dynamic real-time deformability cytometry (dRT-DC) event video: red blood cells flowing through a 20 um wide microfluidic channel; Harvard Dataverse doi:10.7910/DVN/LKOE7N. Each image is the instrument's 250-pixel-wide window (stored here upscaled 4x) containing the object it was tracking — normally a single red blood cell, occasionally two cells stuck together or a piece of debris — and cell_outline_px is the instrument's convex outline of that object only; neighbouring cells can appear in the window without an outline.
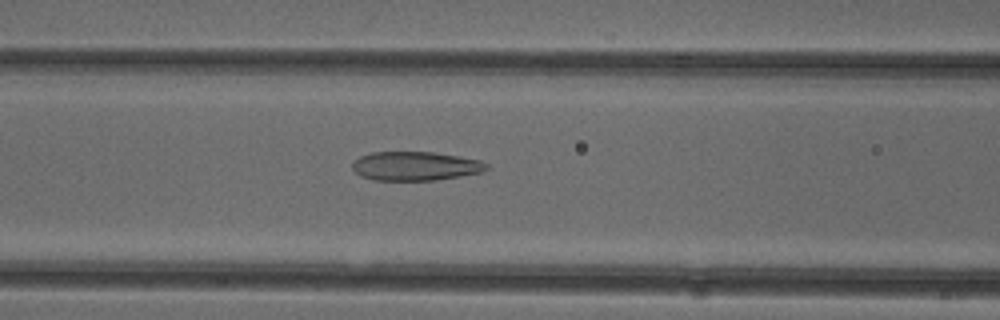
{"species": "common noctule bat (a hibernating species)", "species_latin": "Nyctalus noctula", "temperature_condition": "cold", "stored_images_in_passage": 36, "camera_frame_rate_fps": 3000, "um_per_image_px": 0.085, "animal": {"sex": "female"}, "frame": {"image": 1, "passage_image": 6, "time_ms": 1.667, "image_size_px": [1000, 320], "cell_outline_px": [[488, 168], [484, 172], [436, 180], [376, 180], [360, 176], [352, 168], [352, 160], [360, 156], [372, 152], [432, 152], [480, 160], [488, 164]], "centroid_in_image_um": [35.29, 14.11], "position_along_channel_um": 131.3, "area_um2": 22.66}}
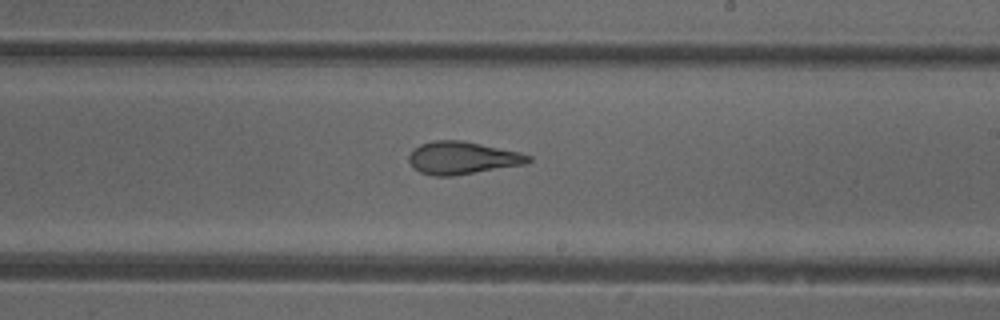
{"frame": {"image": 2, "passage_image": 15, "time_ms": 4.667, "image_size_px": [1000, 320], "cell_outline_px": [[532, 160], [524, 164], [452, 176], [432, 176], [420, 172], [408, 160], [408, 156], [412, 148], [420, 144], [432, 140], [460, 140], [520, 152], [532, 156]], "centroid_in_image_um": [39.27, 13.41], "position_along_channel_um": 249.7, "area_um2": 22.6}}
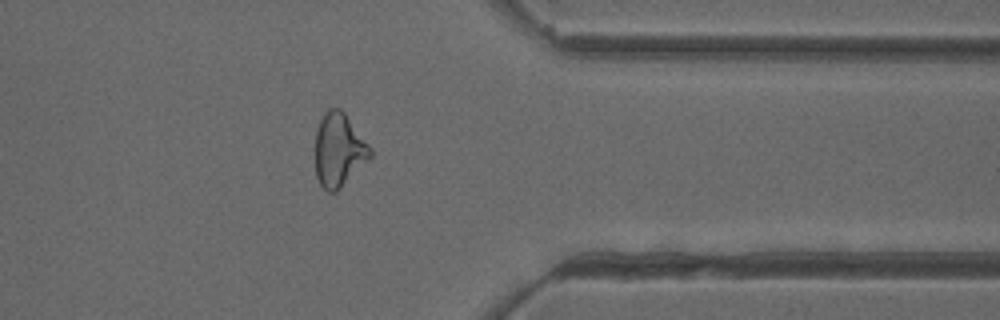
{"frame": {"image": 3, "passage_image": 26, "time_ms": 8.333, "image_size_px": [1000, 320], "cell_outline_px": [[372, 156], [336, 192], [328, 192], [320, 184], [316, 176], [316, 132], [320, 120], [324, 112], [328, 108], [340, 108], [344, 112], [372, 148]], "centroid_in_image_um": [28.8, 12.73], "position_along_channel_um": 382.6, "area_um2": 23.41}, "authors_computed_cell_mechanics": {"area_um2": 23.0622, "velocity_mm_per_s": 3.9525, "shape_relaxation_time_tau1_ms": null, "shape_relaxation_time_tau2_ms": 1.909, "deformation_change_tau1": null, "deformation_change_tau2": 0.1203}}